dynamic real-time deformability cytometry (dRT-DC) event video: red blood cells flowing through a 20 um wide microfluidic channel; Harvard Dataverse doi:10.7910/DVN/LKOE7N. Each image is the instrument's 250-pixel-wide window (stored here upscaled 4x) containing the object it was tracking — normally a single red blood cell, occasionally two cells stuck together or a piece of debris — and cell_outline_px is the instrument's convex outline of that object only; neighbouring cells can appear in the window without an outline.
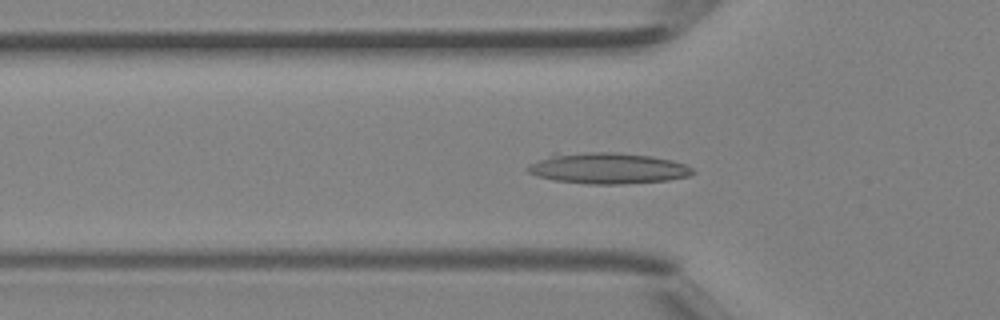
{"species": "Egyptian fruit bat (a non-hibernating species)", "species_latin": "Rousettus aegyptiacus", "temperature_condition": "room temperature", "stored_images_in_passage": 43, "segment_of_instrument_passage": [1, 2], "camera_frame_rate_fps": 3000, "um_per_image_px": 0.085, "animal": {"sex": "female"}, "frame": {"image": 1, "passage_image": 14, "time_ms": 4.333, "image_size_px": [1000, 320], "cell_outline_px": [[696, 172], [688, 176], [668, 180], [620, 184], [588, 184], [556, 180], [536, 176], [528, 172], [524, 168], [528, 164], [552, 152], [616, 152], [652, 156], [672, 160], [684, 164], [692, 168]], "centroid_in_image_um": [51.58, 14.28], "position_along_channel_um": 74.2, "area_um2": 30.29}}
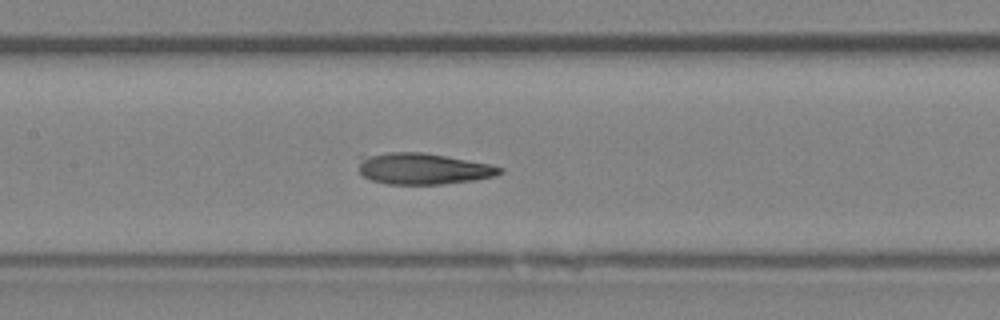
{"frame": {"image": 2, "passage_image": 20, "time_ms": 6.333, "image_size_px": [1000, 320], "cell_outline_px": [[504, 172], [496, 176], [472, 180], [440, 184], [388, 184], [372, 180], [364, 176], [360, 172], [356, 156], [392, 152], [424, 152], [492, 164], [504, 168]], "centroid_in_image_um": [35.95, 14.32], "position_along_channel_um": 171.5, "area_um2": 26.01}}
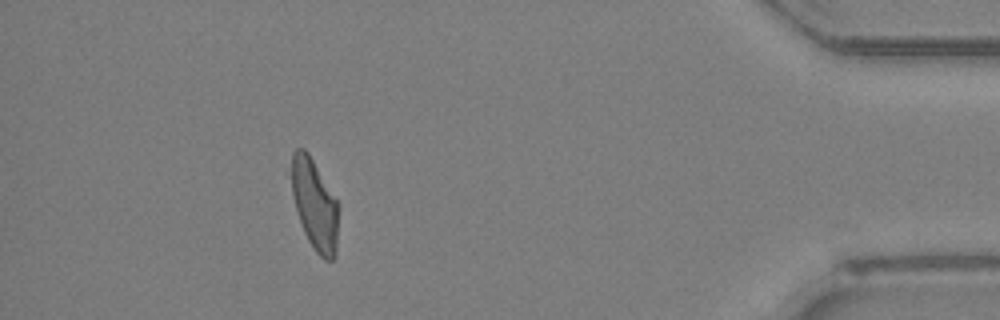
{"frame": {"image": 3, "passage_image": 38, "time_ms": 12.333, "image_size_px": [1000, 320], "cell_outline_px": [[340, 208], [336, 256], [332, 260], [324, 260], [316, 252], [308, 240], [304, 232], [292, 196], [292, 152], [296, 148], [304, 148], [308, 152], [340, 204]], "centroid_in_image_um": [26.79, 17.41], "position_along_channel_um": 408.4, "area_um2": 25.2}}